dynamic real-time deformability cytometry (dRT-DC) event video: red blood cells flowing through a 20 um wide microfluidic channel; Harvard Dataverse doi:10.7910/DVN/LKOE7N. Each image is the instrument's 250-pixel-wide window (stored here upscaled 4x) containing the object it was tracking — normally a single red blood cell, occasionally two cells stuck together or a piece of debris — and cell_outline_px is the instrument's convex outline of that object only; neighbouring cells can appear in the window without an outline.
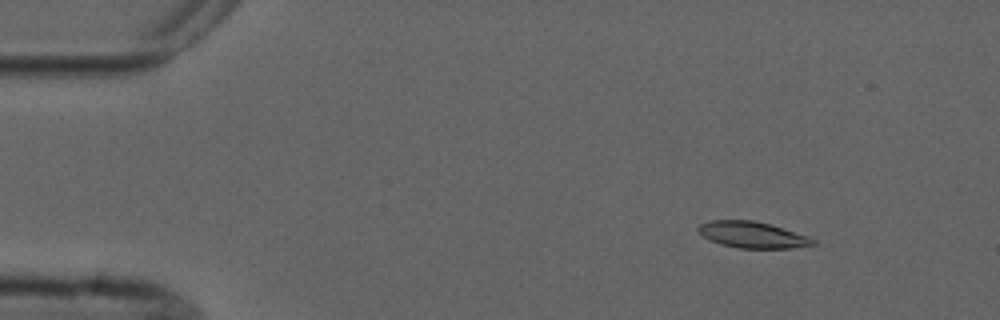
{"species": "common noctule bat (a hibernating species)", "species_latin": "Nyctalus noctula", "temperature_condition": "cold", "stored_images_in_passage": 5, "camera_frame_rate_fps": 3000, "um_per_image_px": 0.085, "animal": {"sex": "male", "forearm_length_mm": 52.5}, "frame": {"image": 1, "passage_image": 2, "time_ms": 1.667, "image_size_px": [1000, 320], "cell_outline_px": [[816, 244], [788, 248], [736, 248], [720, 244], [704, 236], [696, 228], [700, 224], [708, 220], [752, 220], [772, 224], [808, 236], [816, 240]], "centroid_in_image_um": [63.96, 19.95], "position_along_channel_um": 21.0, "area_um2": 17.57}}
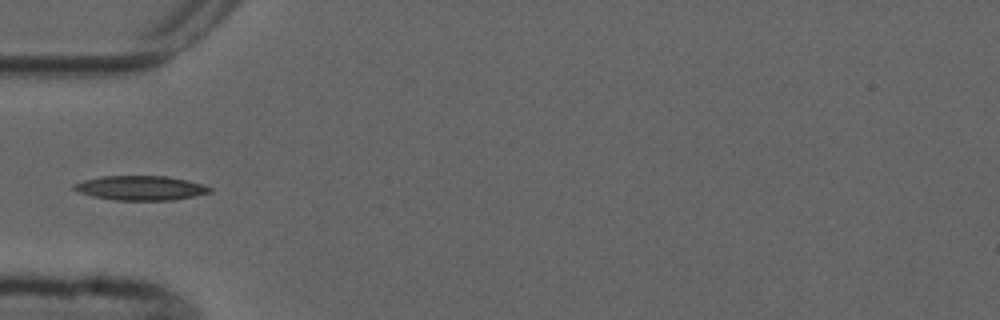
{"frame": {"image": 2, "passage_image": 5, "time_ms": 5.333, "image_size_px": [1000, 320], "cell_outline_px": [[212, 192], [172, 200], [116, 200], [92, 196], [80, 192], [72, 188], [72, 184], [84, 180], [100, 176], [164, 176], [188, 180], [212, 188]], "centroid_in_image_um": [11.92, 15.97], "position_along_channel_um": 73.1, "area_um2": 19.19}}